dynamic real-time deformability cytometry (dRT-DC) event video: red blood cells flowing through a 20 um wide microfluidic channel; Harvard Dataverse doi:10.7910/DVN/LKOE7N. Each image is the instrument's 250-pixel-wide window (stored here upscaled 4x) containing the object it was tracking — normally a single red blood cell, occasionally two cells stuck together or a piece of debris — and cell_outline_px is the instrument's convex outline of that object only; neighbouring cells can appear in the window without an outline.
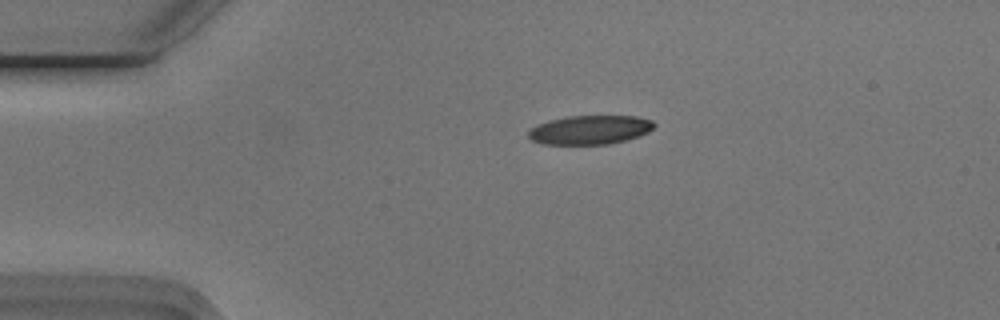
{"species": "Egyptian fruit bat (a non-hibernating species)", "species_latin": "Rousettus aegyptiacus", "temperature_condition": "cold", "stored_images_in_passage": 44, "camera_frame_rate_fps": 3000, "um_per_image_px": 0.085, "animal": {"sex": "male"}, "frame": {"image": 1, "passage_image": 1, "time_ms": 0.0, "image_size_px": [1000, 320], "cell_outline_px": [[656, 124], [648, 132], [624, 140], [608, 144], [540, 144], [532, 140], [528, 136], [528, 132], [536, 124], [548, 120], [568, 116], [636, 116], [652, 120]], "centroid_in_image_um": [50.11, 11.03], "position_along_channel_um": 34.9, "area_um2": 21.15}}
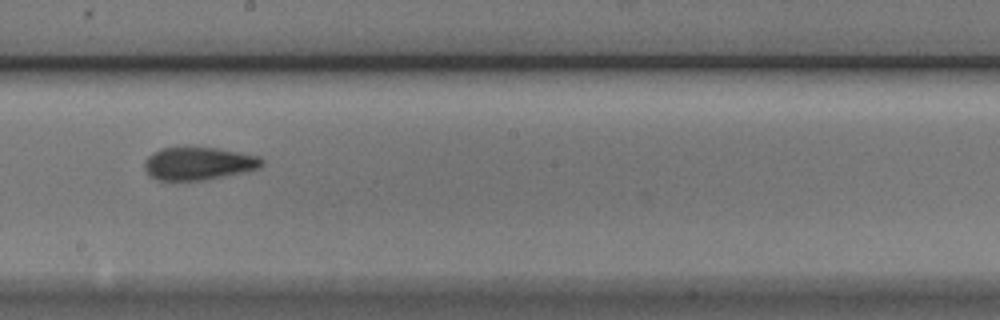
{"frame": {"image": 2, "passage_image": 20, "time_ms": 6.333, "image_size_px": [1000, 320], "cell_outline_px": [[264, 164], [256, 168], [244, 172], [204, 180], [160, 180], [148, 176], [144, 168], [144, 160], [148, 156], [160, 148], [188, 144], [216, 148], [240, 152], [260, 156], [264, 160]], "centroid_in_image_um": [16.83, 13.85], "position_along_channel_um": 231.4, "area_um2": 23.18}}
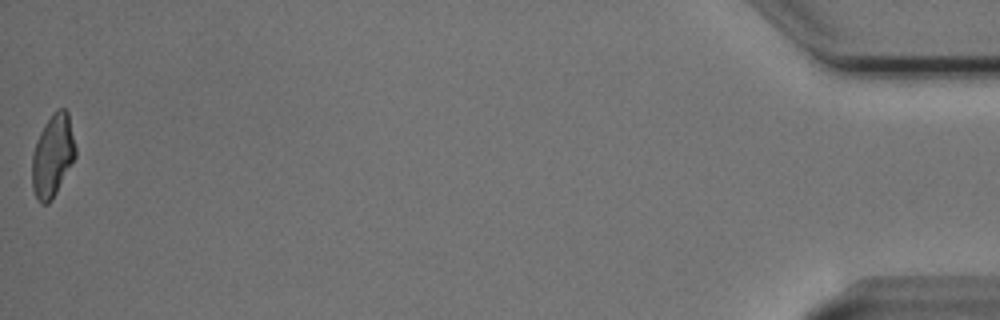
{"frame": {"image": 3, "passage_image": 44, "time_ms": 14.333, "image_size_px": [1000, 320], "cell_outline_px": [[76, 156], [52, 200], [48, 204], [40, 204], [32, 188], [32, 152], [36, 140], [44, 124], [52, 112], [56, 108], [64, 108], [68, 112], [76, 148]], "centroid_in_image_um": [4.47, 13.21], "position_along_channel_um": 430.7, "area_um2": 21.04}, "authors_computed_cell_mechanics": {"area_um2": 22.1085, "velocity_mm_per_s": 3.7359, "shape_relaxation_time_tau1_ms": 5.0007, "shape_relaxation_time_tau2_ms": 2.0184, "deformation_change_tau1": 0.1511, "deformation_change_tau2": 0.0934}}